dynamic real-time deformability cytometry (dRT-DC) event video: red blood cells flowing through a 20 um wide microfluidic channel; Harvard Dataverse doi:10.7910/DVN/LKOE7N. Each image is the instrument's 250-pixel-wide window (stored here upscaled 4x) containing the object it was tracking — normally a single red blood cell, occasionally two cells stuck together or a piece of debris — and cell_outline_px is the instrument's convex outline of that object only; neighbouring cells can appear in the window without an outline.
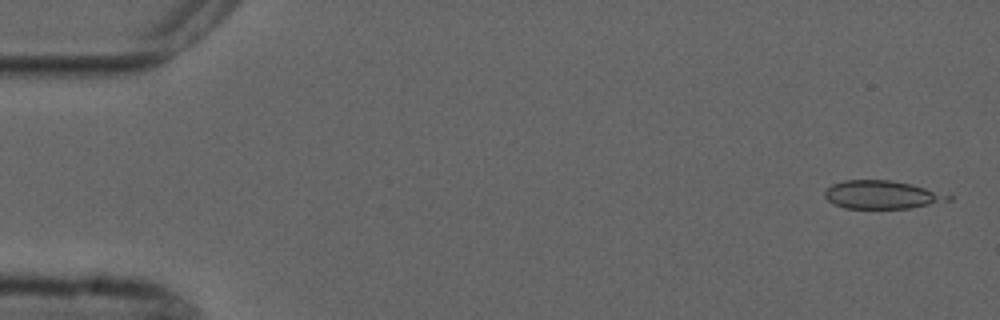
{"species": "common noctule bat (a hibernating species)", "species_latin": "Nyctalus noctula", "temperature_condition": "cold", "stored_images_in_passage": 5, "camera_frame_rate_fps": 3000, "um_per_image_px": 0.085, "animal": {"sex": "male", "forearm_length_mm": 52.5}, "frame": {"image": 1, "passage_image": 1, "time_ms": 0.0, "image_size_px": [1000, 320], "cell_outline_px": [[952, 200], [908, 208], [844, 208], [828, 200], [824, 196], [824, 192], [832, 184], [844, 180], [888, 180], [912, 184], [952, 196]], "centroid_in_image_um": [74.94, 16.55], "position_along_channel_um": 10.1, "area_um2": 20.0}}
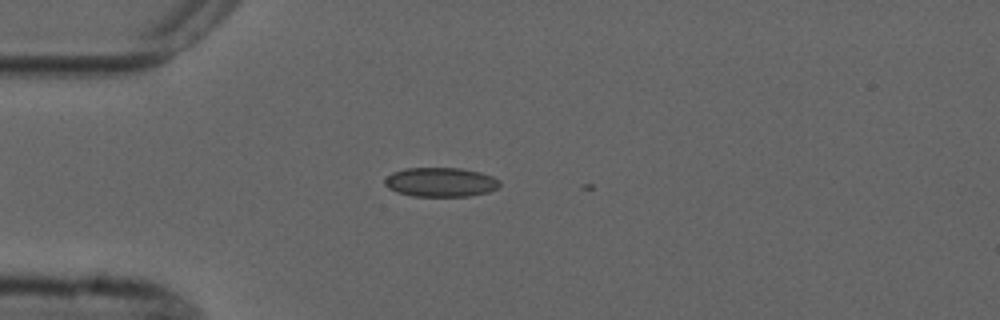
{"frame": {"image": 2, "passage_image": 4, "time_ms": 4.0, "image_size_px": [1000, 320], "cell_outline_px": [[500, 184], [496, 188], [488, 192], [468, 196], [412, 196], [396, 192], [388, 188], [384, 184], [384, 180], [392, 172], [404, 168], [460, 168], [480, 172], [492, 176], [500, 180]], "centroid_in_image_um": [37.43, 15.48], "position_along_channel_um": 47.6, "area_um2": 19.65}}